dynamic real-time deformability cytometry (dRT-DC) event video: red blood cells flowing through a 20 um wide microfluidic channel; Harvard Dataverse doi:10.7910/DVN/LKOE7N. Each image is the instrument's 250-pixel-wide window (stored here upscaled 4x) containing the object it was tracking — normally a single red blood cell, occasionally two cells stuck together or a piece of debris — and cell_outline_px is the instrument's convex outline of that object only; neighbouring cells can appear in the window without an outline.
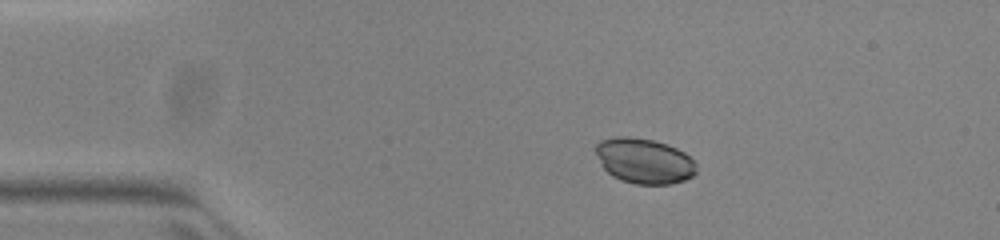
{"species": "common noctule bat (a hibernating species)", "species_latin": "Nyctalus noctula", "temperature_condition": "warm", "stored_images_in_passage": 43, "camera_frame_rate_fps": 3000, "um_per_image_px": 0.085, "animal": {"sex": "female", "body_mass_g": 23.0, "forearm_length_mm": 53.4}, "frame": {"image": 1, "passage_image": 1, "time_ms": 0.0, "image_size_px": [1000, 240], "cell_outline_px": [[696, 172], [692, 176], [684, 180], [672, 184], [636, 184], [620, 180], [612, 176], [604, 168], [596, 152], [596, 144], [600, 140], [616, 136], [624, 136], [652, 140], [668, 144], [684, 152], [696, 164]], "centroid_in_image_um": [54.76, 13.68], "position_along_channel_um": 30.2, "area_um2": 26.41}}
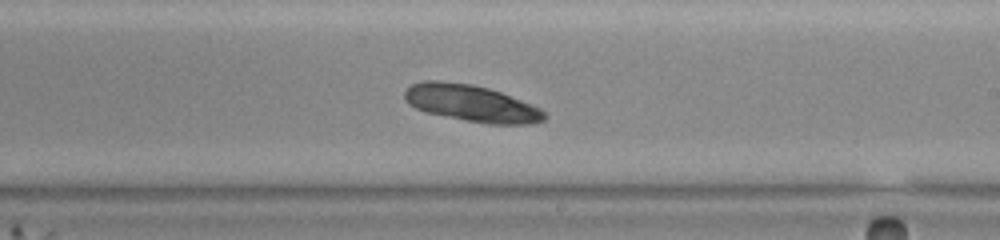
{"frame": {"image": 2, "passage_image": 22, "time_ms": 7.0, "image_size_px": [1000, 240], "cell_outline_px": [[548, 116], [544, 120], [528, 124], [488, 124], [424, 112], [408, 104], [404, 100], [404, 92], [412, 84], [420, 80], [440, 80], [472, 84], [488, 88], [500, 92], [540, 108]], "centroid_in_image_um": [40.02, 8.77], "position_along_channel_um": 249.0, "area_um2": 29.88}}
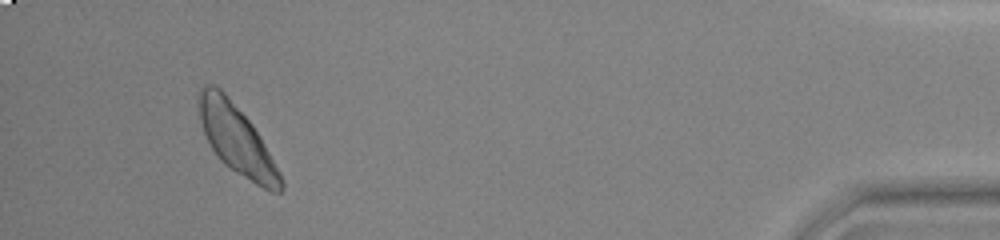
{"frame": {"image": 3, "passage_image": 40, "time_ms": 13.0, "image_size_px": [1000, 240], "cell_outline_px": [[284, 188], [280, 192], [268, 192], [236, 172], [224, 164], [216, 156], [204, 132], [200, 120], [196, 104], [196, 92], [204, 84], [212, 84], [220, 88], [224, 92], [252, 124], [264, 144], [280, 172], [284, 180]], "centroid_in_image_um": [20.09, 11.84], "position_along_channel_um": 415.1, "area_um2": 33.06}, "authors_computed_cell_mechanics": {"area_um2": 29.8826, "velocity_mm_per_s": 3.9159, "shape_relaxation_time_tau1_ms": null, "shape_relaxation_time_tau2_ms": 9.9198, "deformation_change_tau1": null, "deformation_change_tau2": 0.1672}}